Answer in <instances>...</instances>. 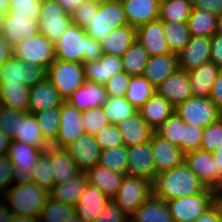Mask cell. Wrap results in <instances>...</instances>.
<instances>
[{"label": "cell", "mask_w": 222, "mask_h": 222, "mask_svg": "<svg viewBox=\"0 0 222 222\" xmlns=\"http://www.w3.org/2000/svg\"><path fill=\"white\" fill-rule=\"evenodd\" d=\"M55 59L84 63L98 60L102 55L100 42L92 39L84 28L72 24L54 44Z\"/></svg>", "instance_id": "7a4b0ae2"}, {"label": "cell", "mask_w": 222, "mask_h": 222, "mask_svg": "<svg viewBox=\"0 0 222 222\" xmlns=\"http://www.w3.org/2000/svg\"><path fill=\"white\" fill-rule=\"evenodd\" d=\"M11 139L0 128V156L7 155Z\"/></svg>", "instance_id": "a7ac6f4b"}, {"label": "cell", "mask_w": 222, "mask_h": 222, "mask_svg": "<svg viewBox=\"0 0 222 222\" xmlns=\"http://www.w3.org/2000/svg\"><path fill=\"white\" fill-rule=\"evenodd\" d=\"M110 201L96 186L88 183L80 200L74 205V214L83 222H93Z\"/></svg>", "instance_id": "7402d4cb"}, {"label": "cell", "mask_w": 222, "mask_h": 222, "mask_svg": "<svg viewBox=\"0 0 222 222\" xmlns=\"http://www.w3.org/2000/svg\"><path fill=\"white\" fill-rule=\"evenodd\" d=\"M49 158L53 171L54 186L67 183L81 173L65 148L49 145Z\"/></svg>", "instance_id": "4316f807"}, {"label": "cell", "mask_w": 222, "mask_h": 222, "mask_svg": "<svg viewBox=\"0 0 222 222\" xmlns=\"http://www.w3.org/2000/svg\"><path fill=\"white\" fill-rule=\"evenodd\" d=\"M117 127L121 133L123 144L126 147L150 141L155 132L141 117L138 110L122 122H119Z\"/></svg>", "instance_id": "d4e9b609"}, {"label": "cell", "mask_w": 222, "mask_h": 222, "mask_svg": "<svg viewBox=\"0 0 222 222\" xmlns=\"http://www.w3.org/2000/svg\"><path fill=\"white\" fill-rule=\"evenodd\" d=\"M65 149L81 172H87L98 165L101 150L94 135L85 133Z\"/></svg>", "instance_id": "e0dca14e"}, {"label": "cell", "mask_w": 222, "mask_h": 222, "mask_svg": "<svg viewBox=\"0 0 222 222\" xmlns=\"http://www.w3.org/2000/svg\"><path fill=\"white\" fill-rule=\"evenodd\" d=\"M3 201V194L0 192V202Z\"/></svg>", "instance_id": "09005b40"}, {"label": "cell", "mask_w": 222, "mask_h": 222, "mask_svg": "<svg viewBox=\"0 0 222 222\" xmlns=\"http://www.w3.org/2000/svg\"><path fill=\"white\" fill-rule=\"evenodd\" d=\"M136 40L147 50L149 56H161L170 53L161 19L137 27Z\"/></svg>", "instance_id": "ffe728a7"}, {"label": "cell", "mask_w": 222, "mask_h": 222, "mask_svg": "<svg viewBox=\"0 0 222 222\" xmlns=\"http://www.w3.org/2000/svg\"><path fill=\"white\" fill-rule=\"evenodd\" d=\"M165 39L171 54L178 55L190 41L187 23L163 21Z\"/></svg>", "instance_id": "ab89813d"}, {"label": "cell", "mask_w": 222, "mask_h": 222, "mask_svg": "<svg viewBox=\"0 0 222 222\" xmlns=\"http://www.w3.org/2000/svg\"><path fill=\"white\" fill-rule=\"evenodd\" d=\"M55 1L63 8V10L67 14L72 15V13L75 12L79 7V5L85 0H55Z\"/></svg>", "instance_id": "003e7915"}, {"label": "cell", "mask_w": 222, "mask_h": 222, "mask_svg": "<svg viewBox=\"0 0 222 222\" xmlns=\"http://www.w3.org/2000/svg\"><path fill=\"white\" fill-rule=\"evenodd\" d=\"M150 145L154 157L156 175L184 163L185 152L162 138L156 132L151 137Z\"/></svg>", "instance_id": "5bb4252c"}, {"label": "cell", "mask_w": 222, "mask_h": 222, "mask_svg": "<svg viewBox=\"0 0 222 222\" xmlns=\"http://www.w3.org/2000/svg\"><path fill=\"white\" fill-rule=\"evenodd\" d=\"M136 41V28L125 25L112 30L100 44L104 54L122 57Z\"/></svg>", "instance_id": "d6a6232c"}, {"label": "cell", "mask_w": 222, "mask_h": 222, "mask_svg": "<svg viewBox=\"0 0 222 222\" xmlns=\"http://www.w3.org/2000/svg\"><path fill=\"white\" fill-rule=\"evenodd\" d=\"M216 32L222 34V13L217 15V27Z\"/></svg>", "instance_id": "11e5206c"}, {"label": "cell", "mask_w": 222, "mask_h": 222, "mask_svg": "<svg viewBox=\"0 0 222 222\" xmlns=\"http://www.w3.org/2000/svg\"><path fill=\"white\" fill-rule=\"evenodd\" d=\"M99 4L93 0L83 1L77 10L72 13L71 18L74 25H78L81 28H85L90 20L95 16L99 9Z\"/></svg>", "instance_id": "11a10c76"}, {"label": "cell", "mask_w": 222, "mask_h": 222, "mask_svg": "<svg viewBox=\"0 0 222 222\" xmlns=\"http://www.w3.org/2000/svg\"><path fill=\"white\" fill-rule=\"evenodd\" d=\"M126 174L143 177L152 183L156 178L154 157L150 141L128 147Z\"/></svg>", "instance_id": "9a60e30c"}, {"label": "cell", "mask_w": 222, "mask_h": 222, "mask_svg": "<svg viewBox=\"0 0 222 222\" xmlns=\"http://www.w3.org/2000/svg\"><path fill=\"white\" fill-rule=\"evenodd\" d=\"M10 11V0H0V18Z\"/></svg>", "instance_id": "753ad0ef"}, {"label": "cell", "mask_w": 222, "mask_h": 222, "mask_svg": "<svg viewBox=\"0 0 222 222\" xmlns=\"http://www.w3.org/2000/svg\"><path fill=\"white\" fill-rule=\"evenodd\" d=\"M212 155H213V160L217 165L216 169L222 175V143L220 146L217 147V149L212 153Z\"/></svg>", "instance_id": "2644e50d"}, {"label": "cell", "mask_w": 222, "mask_h": 222, "mask_svg": "<svg viewBox=\"0 0 222 222\" xmlns=\"http://www.w3.org/2000/svg\"><path fill=\"white\" fill-rule=\"evenodd\" d=\"M0 33L13 48L19 42L38 34V22L30 18L13 17L7 13L0 18Z\"/></svg>", "instance_id": "44dd1931"}, {"label": "cell", "mask_w": 222, "mask_h": 222, "mask_svg": "<svg viewBox=\"0 0 222 222\" xmlns=\"http://www.w3.org/2000/svg\"><path fill=\"white\" fill-rule=\"evenodd\" d=\"M128 25L139 27L159 19L160 2L157 0H120Z\"/></svg>", "instance_id": "cb8c5ba5"}, {"label": "cell", "mask_w": 222, "mask_h": 222, "mask_svg": "<svg viewBox=\"0 0 222 222\" xmlns=\"http://www.w3.org/2000/svg\"><path fill=\"white\" fill-rule=\"evenodd\" d=\"M18 180L16 169L7 155L0 156V192L4 194Z\"/></svg>", "instance_id": "6f0895ef"}, {"label": "cell", "mask_w": 222, "mask_h": 222, "mask_svg": "<svg viewBox=\"0 0 222 222\" xmlns=\"http://www.w3.org/2000/svg\"><path fill=\"white\" fill-rule=\"evenodd\" d=\"M93 1L99 5H103V4H107V3L115 2V1H119V0H93Z\"/></svg>", "instance_id": "b9fcfbb0"}, {"label": "cell", "mask_w": 222, "mask_h": 222, "mask_svg": "<svg viewBox=\"0 0 222 222\" xmlns=\"http://www.w3.org/2000/svg\"><path fill=\"white\" fill-rule=\"evenodd\" d=\"M50 192L32 181L18 179L3 194V201L13 215L39 217Z\"/></svg>", "instance_id": "3957f363"}, {"label": "cell", "mask_w": 222, "mask_h": 222, "mask_svg": "<svg viewBox=\"0 0 222 222\" xmlns=\"http://www.w3.org/2000/svg\"><path fill=\"white\" fill-rule=\"evenodd\" d=\"M218 192L207 188L204 192L166 201L174 222H194L210 209Z\"/></svg>", "instance_id": "5b68a950"}, {"label": "cell", "mask_w": 222, "mask_h": 222, "mask_svg": "<svg viewBox=\"0 0 222 222\" xmlns=\"http://www.w3.org/2000/svg\"><path fill=\"white\" fill-rule=\"evenodd\" d=\"M192 9H202L219 15L222 13V0H191Z\"/></svg>", "instance_id": "6125c7cd"}, {"label": "cell", "mask_w": 222, "mask_h": 222, "mask_svg": "<svg viewBox=\"0 0 222 222\" xmlns=\"http://www.w3.org/2000/svg\"><path fill=\"white\" fill-rule=\"evenodd\" d=\"M155 93L156 87H154L143 75L131 76L125 98L138 110Z\"/></svg>", "instance_id": "74e56055"}, {"label": "cell", "mask_w": 222, "mask_h": 222, "mask_svg": "<svg viewBox=\"0 0 222 222\" xmlns=\"http://www.w3.org/2000/svg\"><path fill=\"white\" fill-rule=\"evenodd\" d=\"M102 108L109 124L113 125H117L137 111V109L126 100L125 96H108Z\"/></svg>", "instance_id": "f6af8a7d"}, {"label": "cell", "mask_w": 222, "mask_h": 222, "mask_svg": "<svg viewBox=\"0 0 222 222\" xmlns=\"http://www.w3.org/2000/svg\"><path fill=\"white\" fill-rule=\"evenodd\" d=\"M13 141L26 143L39 149H46L49 144L44 140L38 122L34 114L27 113L18 116L17 133H14Z\"/></svg>", "instance_id": "e575fe53"}, {"label": "cell", "mask_w": 222, "mask_h": 222, "mask_svg": "<svg viewBox=\"0 0 222 222\" xmlns=\"http://www.w3.org/2000/svg\"><path fill=\"white\" fill-rule=\"evenodd\" d=\"M209 98L222 112V69L215 79Z\"/></svg>", "instance_id": "be15d7a7"}, {"label": "cell", "mask_w": 222, "mask_h": 222, "mask_svg": "<svg viewBox=\"0 0 222 222\" xmlns=\"http://www.w3.org/2000/svg\"><path fill=\"white\" fill-rule=\"evenodd\" d=\"M44 150L11 140L7 156L16 169L18 179L28 177L38 157Z\"/></svg>", "instance_id": "484cf974"}, {"label": "cell", "mask_w": 222, "mask_h": 222, "mask_svg": "<svg viewBox=\"0 0 222 222\" xmlns=\"http://www.w3.org/2000/svg\"><path fill=\"white\" fill-rule=\"evenodd\" d=\"M13 213L8 209L4 201L0 202V222H11Z\"/></svg>", "instance_id": "89a4df30"}, {"label": "cell", "mask_w": 222, "mask_h": 222, "mask_svg": "<svg viewBox=\"0 0 222 222\" xmlns=\"http://www.w3.org/2000/svg\"><path fill=\"white\" fill-rule=\"evenodd\" d=\"M93 222H130V217L111 200Z\"/></svg>", "instance_id": "91938a15"}, {"label": "cell", "mask_w": 222, "mask_h": 222, "mask_svg": "<svg viewBox=\"0 0 222 222\" xmlns=\"http://www.w3.org/2000/svg\"><path fill=\"white\" fill-rule=\"evenodd\" d=\"M211 37L191 36L190 41L177 55L178 68L185 71L210 61Z\"/></svg>", "instance_id": "ac0fdd59"}, {"label": "cell", "mask_w": 222, "mask_h": 222, "mask_svg": "<svg viewBox=\"0 0 222 222\" xmlns=\"http://www.w3.org/2000/svg\"><path fill=\"white\" fill-rule=\"evenodd\" d=\"M191 11V0H164L160 3L159 19L187 23Z\"/></svg>", "instance_id": "7bdbcfd3"}, {"label": "cell", "mask_w": 222, "mask_h": 222, "mask_svg": "<svg viewBox=\"0 0 222 222\" xmlns=\"http://www.w3.org/2000/svg\"><path fill=\"white\" fill-rule=\"evenodd\" d=\"M86 174L88 176V182L96 186L111 200L116 196L125 176L124 174L111 171L100 165H95L92 169H89Z\"/></svg>", "instance_id": "836d02e7"}, {"label": "cell", "mask_w": 222, "mask_h": 222, "mask_svg": "<svg viewBox=\"0 0 222 222\" xmlns=\"http://www.w3.org/2000/svg\"><path fill=\"white\" fill-rule=\"evenodd\" d=\"M29 87L25 85H0V105L28 112Z\"/></svg>", "instance_id": "60d3db41"}, {"label": "cell", "mask_w": 222, "mask_h": 222, "mask_svg": "<svg viewBox=\"0 0 222 222\" xmlns=\"http://www.w3.org/2000/svg\"><path fill=\"white\" fill-rule=\"evenodd\" d=\"M42 0H10L9 14L38 22Z\"/></svg>", "instance_id": "681fc988"}, {"label": "cell", "mask_w": 222, "mask_h": 222, "mask_svg": "<svg viewBox=\"0 0 222 222\" xmlns=\"http://www.w3.org/2000/svg\"><path fill=\"white\" fill-rule=\"evenodd\" d=\"M94 138L96 139L100 150H106L116 146L124 145L117 125L113 124H108L102 128L94 135Z\"/></svg>", "instance_id": "f5cc1de1"}, {"label": "cell", "mask_w": 222, "mask_h": 222, "mask_svg": "<svg viewBox=\"0 0 222 222\" xmlns=\"http://www.w3.org/2000/svg\"><path fill=\"white\" fill-rule=\"evenodd\" d=\"M39 129L44 140L52 145L57 137L60 127V107L49 108L41 112L34 113Z\"/></svg>", "instance_id": "ee69618b"}, {"label": "cell", "mask_w": 222, "mask_h": 222, "mask_svg": "<svg viewBox=\"0 0 222 222\" xmlns=\"http://www.w3.org/2000/svg\"><path fill=\"white\" fill-rule=\"evenodd\" d=\"M152 188L153 196L164 201L198 194L207 189L185 162L175 168L158 173L152 183Z\"/></svg>", "instance_id": "6da1fadb"}, {"label": "cell", "mask_w": 222, "mask_h": 222, "mask_svg": "<svg viewBox=\"0 0 222 222\" xmlns=\"http://www.w3.org/2000/svg\"><path fill=\"white\" fill-rule=\"evenodd\" d=\"M130 77L131 76L128 75L126 72H122L111 77L105 85L107 96H125L130 82Z\"/></svg>", "instance_id": "680465c9"}, {"label": "cell", "mask_w": 222, "mask_h": 222, "mask_svg": "<svg viewBox=\"0 0 222 222\" xmlns=\"http://www.w3.org/2000/svg\"><path fill=\"white\" fill-rule=\"evenodd\" d=\"M13 55V48L0 33V67Z\"/></svg>", "instance_id": "e7e4bbea"}, {"label": "cell", "mask_w": 222, "mask_h": 222, "mask_svg": "<svg viewBox=\"0 0 222 222\" xmlns=\"http://www.w3.org/2000/svg\"><path fill=\"white\" fill-rule=\"evenodd\" d=\"M13 55L25 63L47 69L55 61L54 44L38 33L14 46Z\"/></svg>", "instance_id": "8fae6325"}, {"label": "cell", "mask_w": 222, "mask_h": 222, "mask_svg": "<svg viewBox=\"0 0 222 222\" xmlns=\"http://www.w3.org/2000/svg\"><path fill=\"white\" fill-rule=\"evenodd\" d=\"M152 195L151 181L125 174L121 186L112 200L130 217Z\"/></svg>", "instance_id": "8992f818"}, {"label": "cell", "mask_w": 222, "mask_h": 222, "mask_svg": "<svg viewBox=\"0 0 222 222\" xmlns=\"http://www.w3.org/2000/svg\"><path fill=\"white\" fill-rule=\"evenodd\" d=\"M72 24L71 15L67 14L55 0H42L38 17L40 34L55 44Z\"/></svg>", "instance_id": "30bf717a"}, {"label": "cell", "mask_w": 222, "mask_h": 222, "mask_svg": "<svg viewBox=\"0 0 222 222\" xmlns=\"http://www.w3.org/2000/svg\"><path fill=\"white\" fill-rule=\"evenodd\" d=\"M11 222H38V218L27 215H13Z\"/></svg>", "instance_id": "8c879c8a"}, {"label": "cell", "mask_w": 222, "mask_h": 222, "mask_svg": "<svg viewBox=\"0 0 222 222\" xmlns=\"http://www.w3.org/2000/svg\"><path fill=\"white\" fill-rule=\"evenodd\" d=\"M220 70L215 63L209 61L187 71L192 96L209 97Z\"/></svg>", "instance_id": "f1b7e54d"}, {"label": "cell", "mask_w": 222, "mask_h": 222, "mask_svg": "<svg viewBox=\"0 0 222 222\" xmlns=\"http://www.w3.org/2000/svg\"><path fill=\"white\" fill-rule=\"evenodd\" d=\"M156 93L164 97L174 107L192 97L187 71L177 68L156 87Z\"/></svg>", "instance_id": "d6986e66"}, {"label": "cell", "mask_w": 222, "mask_h": 222, "mask_svg": "<svg viewBox=\"0 0 222 222\" xmlns=\"http://www.w3.org/2000/svg\"><path fill=\"white\" fill-rule=\"evenodd\" d=\"M128 25L122 4L119 1L99 6L98 12L84 28L86 35L101 42L112 31Z\"/></svg>", "instance_id": "52a82bcc"}, {"label": "cell", "mask_w": 222, "mask_h": 222, "mask_svg": "<svg viewBox=\"0 0 222 222\" xmlns=\"http://www.w3.org/2000/svg\"><path fill=\"white\" fill-rule=\"evenodd\" d=\"M194 222H220L217 207L213 205L210 209L201 214Z\"/></svg>", "instance_id": "03108f58"}, {"label": "cell", "mask_w": 222, "mask_h": 222, "mask_svg": "<svg viewBox=\"0 0 222 222\" xmlns=\"http://www.w3.org/2000/svg\"><path fill=\"white\" fill-rule=\"evenodd\" d=\"M187 25L191 36L212 37L216 33L217 15L202 9H192Z\"/></svg>", "instance_id": "8d00e7d4"}, {"label": "cell", "mask_w": 222, "mask_h": 222, "mask_svg": "<svg viewBox=\"0 0 222 222\" xmlns=\"http://www.w3.org/2000/svg\"><path fill=\"white\" fill-rule=\"evenodd\" d=\"M174 112L185 123L203 129L222 117V112L209 97L192 96L178 104Z\"/></svg>", "instance_id": "ba28073f"}, {"label": "cell", "mask_w": 222, "mask_h": 222, "mask_svg": "<svg viewBox=\"0 0 222 222\" xmlns=\"http://www.w3.org/2000/svg\"><path fill=\"white\" fill-rule=\"evenodd\" d=\"M186 123L174 112L155 132L173 145L181 148Z\"/></svg>", "instance_id": "c3c4849f"}, {"label": "cell", "mask_w": 222, "mask_h": 222, "mask_svg": "<svg viewBox=\"0 0 222 222\" xmlns=\"http://www.w3.org/2000/svg\"><path fill=\"white\" fill-rule=\"evenodd\" d=\"M178 68L177 56L166 54L150 56L143 76L154 86L158 87L167 77Z\"/></svg>", "instance_id": "4dcf8cb0"}, {"label": "cell", "mask_w": 222, "mask_h": 222, "mask_svg": "<svg viewBox=\"0 0 222 222\" xmlns=\"http://www.w3.org/2000/svg\"><path fill=\"white\" fill-rule=\"evenodd\" d=\"M82 122L85 132L90 135H95L109 124L102 106L83 111Z\"/></svg>", "instance_id": "f907efd6"}, {"label": "cell", "mask_w": 222, "mask_h": 222, "mask_svg": "<svg viewBox=\"0 0 222 222\" xmlns=\"http://www.w3.org/2000/svg\"><path fill=\"white\" fill-rule=\"evenodd\" d=\"M66 222H83L76 214H73Z\"/></svg>", "instance_id": "2a66077c"}, {"label": "cell", "mask_w": 222, "mask_h": 222, "mask_svg": "<svg viewBox=\"0 0 222 222\" xmlns=\"http://www.w3.org/2000/svg\"><path fill=\"white\" fill-rule=\"evenodd\" d=\"M26 180L34 182L49 192L52 190L54 180L50 165L49 146L40 154Z\"/></svg>", "instance_id": "b9f144b4"}, {"label": "cell", "mask_w": 222, "mask_h": 222, "mask_svg": "<svg viewBox=\"0 0 222 222\" xmlns=\"http://www.w3.org/2000/svg\"><path fill=\"white\" fill-rule=\"evenodd\" d=\"M203 130V128L186 123L184 126L183 140H181V149L185 153L200 149Z\"/></svg>", "instance_id": "9f6ffc18"}, {"label": "cell", "mask_w": 222, "mask_h": 222, "mask_svg": "<svg viewBox=\"0 0 222 222\" xmlns=\"http://www.w3.org/2000/svg\"><path fill=\"white\" fill-rule=\"evenodd\" d=\"M185 164L207 188L222 193V175L218 172L212 152L202 149L185 153Z\"/></svg>", "instance_id": "7c38bea8"}, {"label": "cell", "mask_w": 222, "mask_h": 222, "mask_svg": "<svg viewBox=\"0 0 222 222\" xmlns=\"http://www.w3.org/2000/svg\"><path fill=\"white\" fill-rule=\"evenodd\" d=\"M73 214V205L53 199L50 196L42 208L38 222H66Z\"/></svg>", "instance_id": "7dc6e473"}, {"label": "cell", "mask_w": 222, "mask_h": 222, "mask_svg": "<svg viewBox=\"0 0 222 222\" xmlns=\"http://www.w3.org/2000/svg\"><path fill=\"white\" fill-rule=\"evenodd\" d=\"M147 50L136 40L122 56L124 72L130 76H141L149 60Z\"/></svg>", "instance_id": "f35d334b"}, {"label": "cell", "mask_w": 222, "mask_h": 222, "mask_svg": "<svg viewBox=\"0 0 222 222\" xmlns=\"http://www.w3.org/2000/svg\"><path fill=\"white\" fill-rule=\"evenodd\" d=\"M83 112L64 100L60 106V127L58 137L52 146L66 148L85 134L82 122Z\"/></svg>", "instance_id": "4fadbf2b"}, {"label": "cell", "mask_w": 222, "mask_h": 222, "mask_svg": "<svg viewBox=\"0 0 222 222\" xmlns=\"http://www.w3.org/2000/svg\"><path fill=\"white\" fill-rule=\"evenodd\" d=\"M46 78V68L25 63L14 55L0 67V85L32 87Z\"/></svg>", "instance_id": "9c48e42d"}, {"label": "cell", "mask_w": 222, "mask_h": 222, "mask_svg": "<svg viewBox=\"0 0 222 222\" xmlns=\"http://www.w3.org/2000/svg\"><path fill=\"white\" fill-rule=\"evenodd\" d=\"M214 205L217 207L220 222H222V193H218Z\"/></svg>", "instance_id": "34e18365"}, {"label": "cell", "mask_w": 222, "mask_h": 222, "mask_svg": "<svg viewBox=\"0 0 222 222\" xmlns=\"http://www.w3.org/2000/svg\"><path fill=\"white\" fill-rule=\"evenodd\" d=\"M64 99L60 96L56 88L46 78L29 87L28 113L34 114L49 108L60 107Z\"/></svg>", "instance_id": "603a6c76"}, {"label": "cell", "mask_w": 222, "mask_h": 222, "mask_svg": "<svg viewBox=\"0 0 222 222\" xmlns=\"http://www.w3.org/2000/svg\"><path fill=\"white\" fill-rule=\"evenodd\" d=\"M85 80L105 86L107 81L124 72L122 57L104 54L98 59L83 63Z\"/></svg>", "instance_id": "2e32d148"}, {"label": "cell", "mask_w": 222, "mask_h": 222, "mask_svg": "<svg viewBox=\"0 0 222 222\" xmlns=\"http://www.w3.org/2000/svg\"><path fill=\"white\" fill-rule=\"evenodd\" d=\"M174 109L164 97L155 93L138 111L147 124L156 130L174 113Z\"/></svg>", "instance_id": "f546056e"}, {"label": "cell", "mask_w": 222, "mask_h": 222, "mask_svg": "<svg viewBox=\"0 0 222 222\" xmlns=\"http://www.w3.org/2000/svg\"><path fill=\"white\" fill-rule=\"evenodd\" d=\"M222 143V117L203 130L200 149L214 152Z\"/></svg>", "instance_id": "816d5d0a"}, {"label": "cell", "mask_w": 222, "mask_h": 222, "mask_svg": "<svg viewBox=\"0 0 222 222\" xmlns=\"http://www.w3.org/2000/svg\"><path fill=\"white\" fill-rule=\"evenodd\" d=\"M88 176L86 172H81L67 183L53 186L50 196L61 202L75 205L88 185Z\"/></svg>", "instance_id": "d590c367"}, {"label": "cell", "mask_w": 222, "mask_h": 222, "mask_svg": "<svg viewBox=\"0 0 222 222\" xmlns=\"http://www.w3.org/2000/svg\"><path fill=\"white\" fill-rule=\"evenodd\" d=\"M128 147L121 145L101 150L98 165L121 174H126Z\"/></svg>", "instance_id": "bcb514c9"}, {"label": "cell", "mask_w": 222, "mask_h": 222, "mask_svg": "<svg viewBox=\"0 0 222 222\" xmlns=\"http://www.w3.org/2000/svg\"><path fill=\"white\" fill-rule=\"evenodd\" d=\"M27 113L0 105V128L11 140L14 133H17L18 116H25Z\"/></svg>", "instance_id": "db71d44e"}, {"label": "cell", "mask_w": 222, "mask_h": 222, "mask_svg": "<svg viewBox=\"0 0 222 222\" xmlns=\"http://www.w3.org/2000/svg\"><path fill=\"white\" fill-rule=\"evenodd\" d=\"M210 61L222 69V34L215 33L211 37Z\"/></svg>", "instance_id": "94428289"}, {"label": "cell", "mask_w": 222, "mask_h": 222, "mask_svg": "<svg viewBox=\"0 0 222 222\" xmlns=\"http://www.w3.org/2000/svg\"><path fill=\"white\" fill-rule=\"evenodd\" d=\"M130 222H174L168 204L153 195L130 216Z\"/></svg>", "instance_id": "1f68e13d"}, {"label": "cell", "mask_w": 222, "mask_h": 222, "mask_svg": "<svg viewBox=\"0 0 222 222\" xmlns=\"http://www.w3.org/2000/svg\"><path fill=\"white\" fill-rule=\"evenodd\" d=\"M47 79L67 100L85 82L84 66L82 63L57 60L47 68Z\"/></svg>", "instance_id": "277c9868"}, {"label": "cell", "mask_w": 222, "mask_h": 222, "mask_svg": "<svg viewBox=\"0 0 222 222\" xmlns=\"http://www.w3.org/2000/svg\"><path fill=\"white\" fill-rule=\"evenodd\" d=\"M108 99L105 86L86 81L67 101L80 111L101 107Z\"/></svg>", "instance_id": "83f0119b"}]
</instances>
